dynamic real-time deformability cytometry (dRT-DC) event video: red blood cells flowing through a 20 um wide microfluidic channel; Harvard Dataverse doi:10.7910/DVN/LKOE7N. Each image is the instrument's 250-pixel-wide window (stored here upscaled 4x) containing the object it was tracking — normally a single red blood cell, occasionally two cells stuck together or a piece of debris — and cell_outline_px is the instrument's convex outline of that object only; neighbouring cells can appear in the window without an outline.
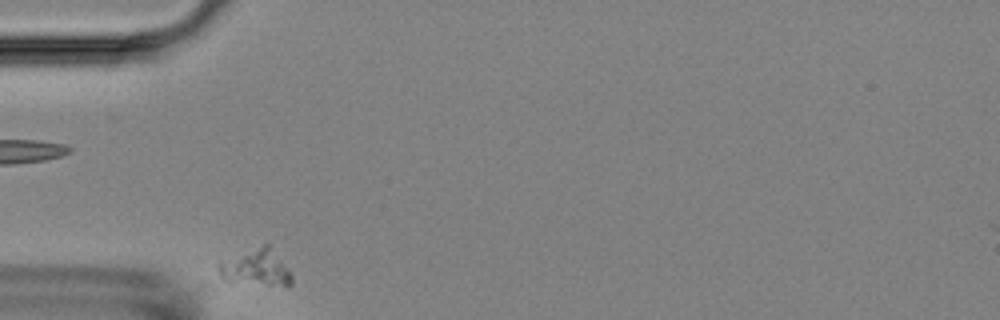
{"species": "Egyptian fruit bat (a non-hibernating species)", "species_latin": "Rousettus aegyptiacus", "temperature_condition": "room temperature", "stored_images_in_passage": 7, "camera_frame_rate_fps": 3000, "um_per_image_px": 0.085, "animal": {"sex": "female"}, "frame": {"image": 1, "passage_image": 6, "time_ms": 6.0, "image_size_px": [1000, 320], "cell_outline_px": [[292, 284], [288, 288], [224, 280], [220, 276], [216, 264], [216, 260], [264, 244], [268, 244], [292, 272]], "centroid_in_image_um": [21.75, 22.76], "position_along_channel_um": 63.3, "area_um2": 16.24}}